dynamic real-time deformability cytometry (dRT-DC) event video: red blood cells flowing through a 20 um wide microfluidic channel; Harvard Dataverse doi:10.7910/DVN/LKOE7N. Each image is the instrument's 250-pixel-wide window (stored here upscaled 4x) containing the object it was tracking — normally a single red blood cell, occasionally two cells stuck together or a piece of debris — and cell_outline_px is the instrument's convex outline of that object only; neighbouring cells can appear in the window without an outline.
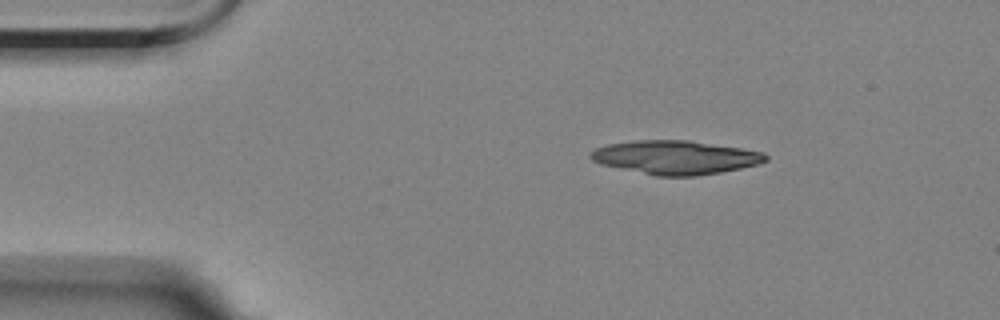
{"species": "Egyptian fruit bat (a non-hibernating species)", "species_latin": "Rousettus aegyptiacus", "temperature_condition": "room temperature", "stored_images_in_passage": 2, "camera_frame_rate_fps": 3000, "um_per_image_px": 0.085, "animal": {"sex": "female"}, "frame": {"image": 1, "passage_image": 1, "time_ms": 0.0, "image_size_px": [1000, 320], "cell_outline_px": [[768, 160], [756, 164], [740, 168], [720, 172], [696, 176], [656, 176], [600, 164], [592, 160], [588, 156], [596, 148], [608, 144], [636, 140], [688, 140], [740, 148], [764, 152], [768, 156]], "centroid_in_image_um": [57.4, 13.38], "position_along_channel_um": 27.6, "area_um2": 34.22}}